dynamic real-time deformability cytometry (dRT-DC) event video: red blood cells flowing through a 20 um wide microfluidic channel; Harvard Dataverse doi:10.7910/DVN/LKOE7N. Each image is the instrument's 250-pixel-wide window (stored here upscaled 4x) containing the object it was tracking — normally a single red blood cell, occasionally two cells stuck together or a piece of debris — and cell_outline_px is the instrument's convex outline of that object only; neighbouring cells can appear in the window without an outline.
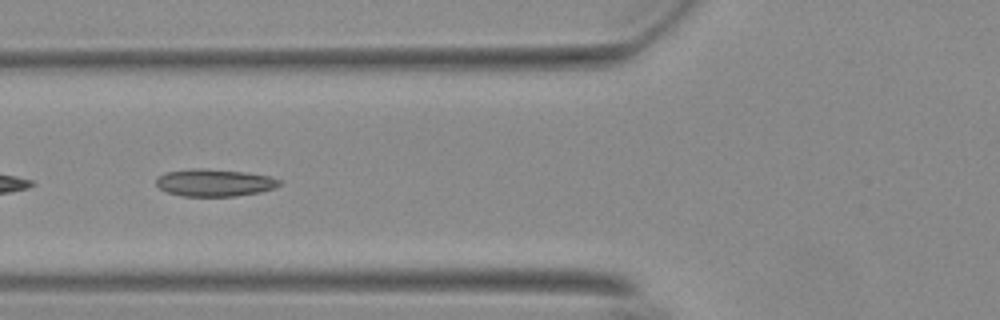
{"species": "Egyptian fruit bat (a non-hibernating species)", "species_latin": "Rousettus aegyptiacus", "temperature_condition": "warm", "stored_images_in_passage": 32, "segment_of_instrument_passage": [2, 2], "camera_frame_rate_fps": 3000, "um_per_image_px": 0.085, "animal": {"sex": "female"}, "frame": {"image": 1, "passage_image": 14, "time_ms": 4.333, "image_size_px": [1000, 320], "cell_outline_px": [[280, 184], [276, 188], [260, 192], [236, 196], [180, 196], [168, 192], [160, 188], [156, 184], [156, 180], [164, 172], [192, 168], [200, 168], [244, 172], [272, 176], [280, 180]], "centroid_in_image_um": [18.24, 15.53], "position_along_channel_um": 107.6, "area_um2": 19.65}}
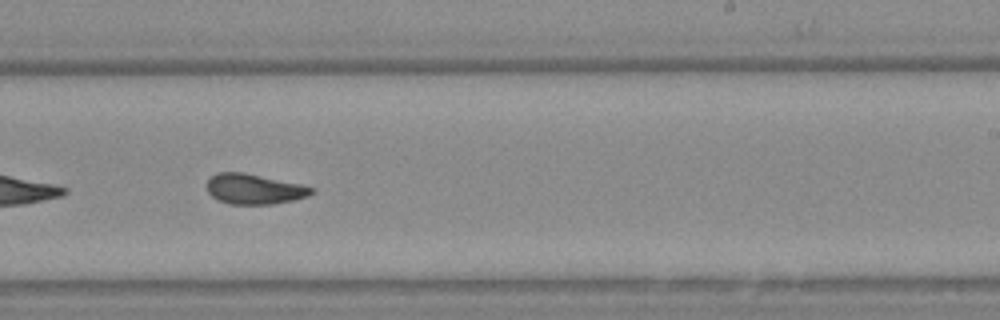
{"frame": {"image": 2, "passage_image": 27, "time_ms": 8.667, "image_size_px": [1000, 320], "cell_outline_px": [[316, 192], [308, 196], [292, 200], [272, 204], [228, 204], [212, 196], [208, 192], [208, 180], [216, 172], [244, 172], [300, 184], [316, 188]], "centroid_in_image_um": [21.64, 16.06], "position_along_channel_um": 267.4, "area_um2": 18.38}}
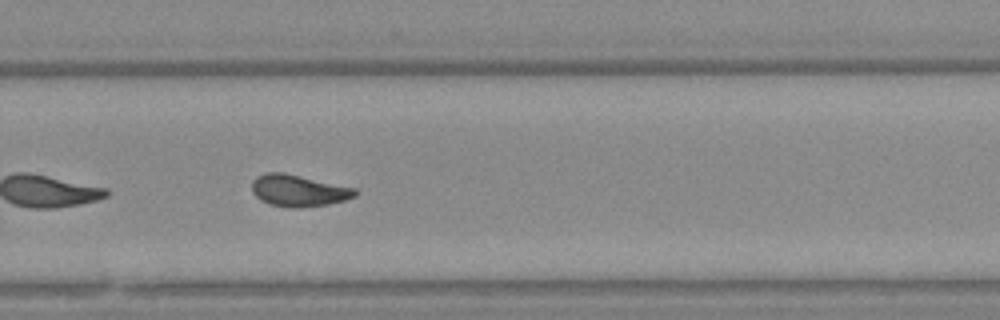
{"frame": {"image": 3, "passage_image": 30, "time_ms": 9.667, "image_size_px": [1000, 320], "cell_outline_px": [[360, 192], [356, 196], [344, 200], [328, 204], [300, 208], [288, 208], [268, 204], [260, 200], [252, 192], [252, 180], [256, 176], [264, 172], [284, 172], [356, 188]], "centroid_in_image_um": [25.36, 16.2], "position_along_channel_um": 304.4, "area_um2": 19.42}}